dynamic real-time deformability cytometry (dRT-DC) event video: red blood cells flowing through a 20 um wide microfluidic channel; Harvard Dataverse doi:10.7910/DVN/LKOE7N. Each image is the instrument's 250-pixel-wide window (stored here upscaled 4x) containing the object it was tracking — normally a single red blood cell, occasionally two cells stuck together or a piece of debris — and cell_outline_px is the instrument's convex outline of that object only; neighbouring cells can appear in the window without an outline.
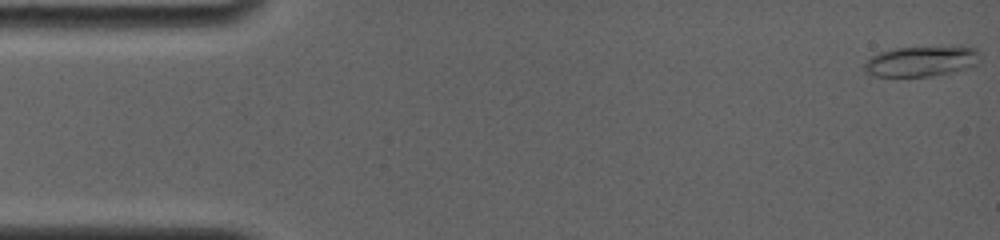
{"species": "common noctule bat (a hibernating species)", "species_latin": "Nyctalus noctula", "temperature_condition": "room temperature", "stored_images_in_passage": 25, "camera_frame_rate_fps": 4000, "um_per_image_px": 0.085, "animal": {"sex": "female", "body_mass_g": 19.0, "forearm_length_mm": 56.7}, "frame": {"image": 1, "passage_image": 1, "time_ms": 0.0, "image_size_px": [1000, 240], "cell_outline_px": [[976, 52], [960, 68], [948, 72], [932, 76], [876, 76], [868, 72], [864, 68], [864, 64], [872, 56], [880, 52], [896, 48], [976, 48]], "centroid_in_image_um": [78.02, 5.23], "position_along_channel_um": 7.0, "area_um2": 18.5}}
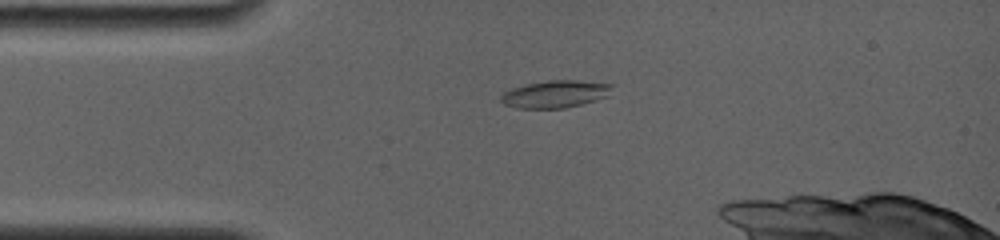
{"frame": {"image": 2, "passage_image": 15, "time_ms": 3.5, "image_size_px": [1000, 240], "cell_outline_px": [[616, 84], [608, 96], [596, 100], [564, 108], [516, 108], [504, 104], [500, 100], [500, 96], [504, 92], [512, 88], [528, 84], [548, 80], [576, 80]], "centroid_in_image_um": [47.23, 7.99], "position_along_channel_um": 37.8, "area_um2": 17.74}}
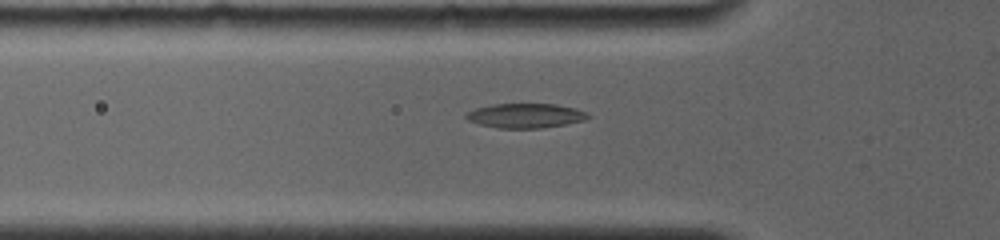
{"frame": {"image": 3, "passage_image": 22, "time_ms": 5.25, "image_size_px": [1000, 240], "cell_outline_px": [[592, 116], [584, 120], [564, 124], [540, 128], [496, 128], [480, 124], [468, 120], [464, 116], [468, 112], [476, 108], [496, 104], [556, 104], [576, 108]], "centroid_in_image_um": [44.67, 9.83], "position_along_channel_um": 81.1, "area_um2": 17.22}}